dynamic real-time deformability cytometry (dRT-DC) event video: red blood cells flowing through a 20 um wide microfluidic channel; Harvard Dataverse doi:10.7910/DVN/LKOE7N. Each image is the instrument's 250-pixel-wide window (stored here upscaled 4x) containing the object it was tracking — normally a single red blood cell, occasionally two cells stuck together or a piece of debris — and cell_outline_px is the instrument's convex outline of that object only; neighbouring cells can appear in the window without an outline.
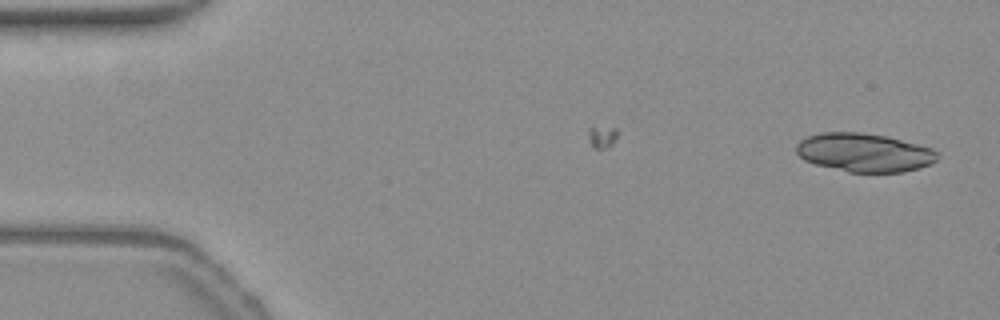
{"species": "common noctule bat (a hibernating species)", "species_latin": "Nyctalus noctula", "temperature_condition": "warm", "stored_images_in_passage": 13, "camera_frame_rate_fps": 3000, "um_per_image_px": 0.085, "animal": {"sex": "female", "body_mass_g": 19.3, "forearm_length_mm": 54.1}, "frame": {"image": 1, "passage_image": 1, "time_ms": 0.0, "image_size_px": [1000, 320], "cell_outline_px": [[940, 156], [932, 164], [920, 168], [904, 172], [848, 172], [816, 164], [804, 160], [796, 152], [796, 144], [800, 140], [808, 136], [824, 132], [860, 132], [884, 136], [932, 148]], "centroid_in_image_um": [73.46, 12.97], "position_along_channel_um": 11.5, "area_um2": 31.62}}